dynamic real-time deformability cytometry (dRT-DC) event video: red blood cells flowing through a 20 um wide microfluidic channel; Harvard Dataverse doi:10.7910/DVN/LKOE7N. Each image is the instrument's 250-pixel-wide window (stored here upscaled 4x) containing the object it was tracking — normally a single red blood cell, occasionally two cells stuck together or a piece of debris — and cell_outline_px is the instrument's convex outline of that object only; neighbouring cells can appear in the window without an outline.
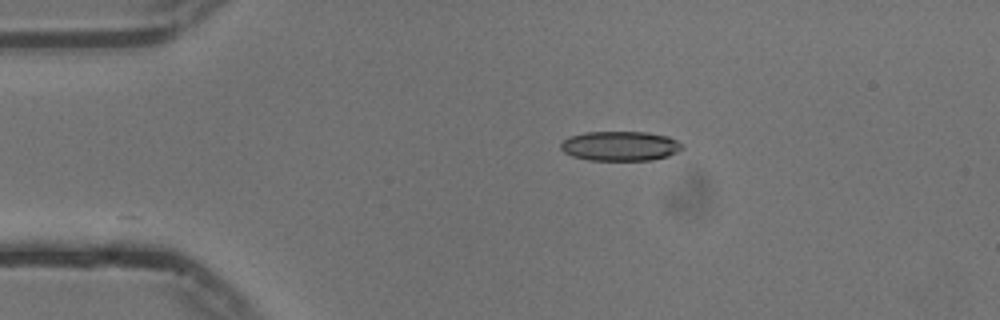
{"species": "common noctule bat (a hibernating species)", "species_latin": "Nyctalus noctula", "temperature_condition": "cold", "stored_images_in_passage": 23, "camera_frame_rate_fps": 3000, "um_per_image_px": 0.085, "animal": {"sex": "male", "body_mass_g": 13.3}, "frame": {"image": 1, "passage_image": 1, "time_ms": 0.0, "image_size_px": [1000, 320], "cell_outline_px": [[684, 148], [668, 156], [652, 160], [588, 160], [572, 156], [564, 152], [560, 148], [560, 144], [568, 136], [584, 132], [648, 132], [668, 136], [684, 144]], "centroid_in_image_um": [52.72, 12.41], "position_along_channel_um": 32.3, "area_um2": 21.15}}
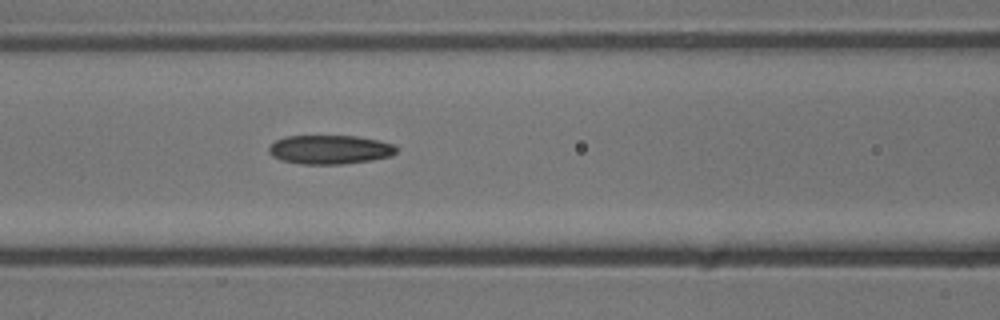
{"frame": {"image": 2, "passage_image": 13, "time_ms": 4.0, "image_size_px": [1000, 320], "cell_outline_px": [[396, 152], [392, 156], [372, 160], [340, 164], [304, 164], [284, 160], [272, 156], [268, 152], [268, 148], [276, 140], [284, 136], [356, 136], [380, 140], [392, 144], [396, 148]], "centroid_in_image_um": [28.05, 12.71], "position_along_channel_um": 138.6, "area_um2": 21.44}}
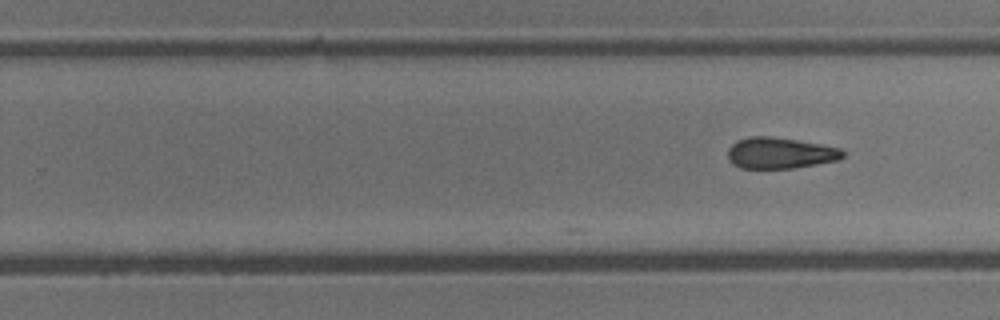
{"frame": {"image": 3, "passage_image": 23, "time_ms": 7.333, "image_size_px": [1000, 320], "cell_outline_px": [[844, 156], [840, 160], [792, 168], [740, 168], [732, 164], [728, 160], [728, 148], [736, 140], [752, 136], [772, 136], [820, 144], [840, 148], [844, 152]], "centroid_in_image_um": [66.28, 13.01], "position_along_channel_um": 263.5, "area_um2": 20.92}}